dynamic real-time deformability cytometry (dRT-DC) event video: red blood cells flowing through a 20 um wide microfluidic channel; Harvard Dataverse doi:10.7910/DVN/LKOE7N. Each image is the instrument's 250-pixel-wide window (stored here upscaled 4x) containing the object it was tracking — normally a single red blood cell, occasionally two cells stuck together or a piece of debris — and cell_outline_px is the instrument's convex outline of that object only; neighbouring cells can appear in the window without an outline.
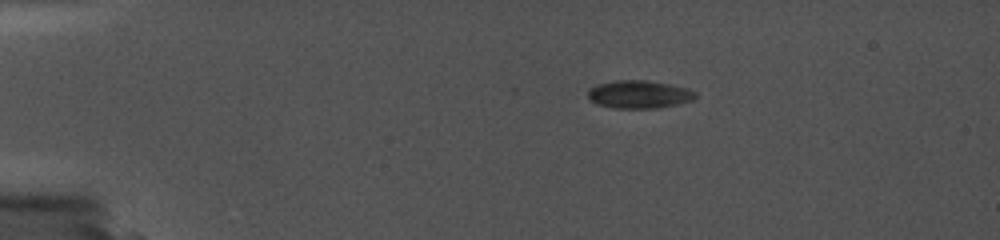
{"species": "common noctule bat (a hibernating species)", "species_latin": "Nyctalus noctula", "temperature_condition": "cold", "stored_images_in_passage": 29, "camera_frame_rate_fps": 5000, "um_per_image_px": 0.085, "animal": {"sex": "female", "body_mass_g": 19.0, "forearm_length_mm": 56.7}, "frame": {"image": 1, "passage_image": 1, "time_ms": 0.0, "image_size_px": [1000, 240], "cell_outline_px": [[696, 96], [692, 100], [676, 104], [656, 108], [616, 108], [596, 104], [588, 96], [588, 88], [596, 84], [616, 80], [648, 80], [688, 88], [696, 92]], "centroid_in_image_um": [54.3, 8.01], "position_along_channel_um": 30.7, "area_um2": 17.46}}
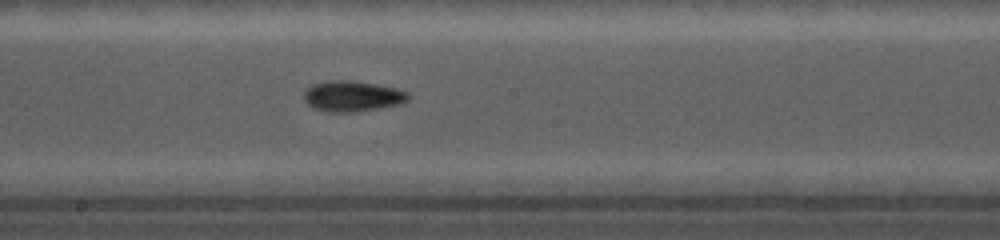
{"frame": {"image": 2, "passage_image": 16, "time_ms": 7.0, "image_size_px": [1000, 240], "cell_outline_px": [[412, 96], [408, 100], [400, 104], [352, 112], [328, 112], [312, 108], [304, 100], [304, 92], [312, 84], [328, 80], [352, 80], [376, 84], [396, 88], [408, 92]], "centroid_in_image_um": [29.95, 8.16], "position_along_channel_um": 218.3, "area_um2": 18.73}}
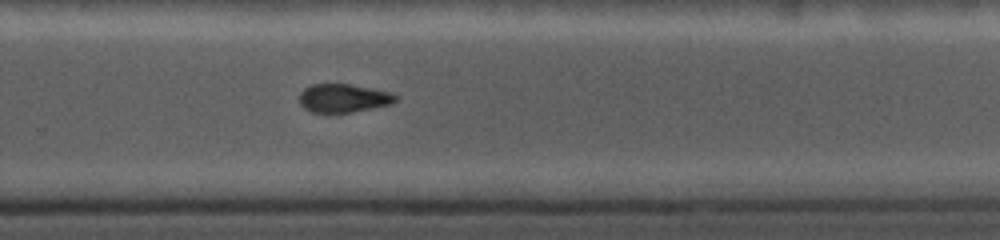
{"frame": {"image": 3, "passage_image": 23, "time_ms": 9.2, "image_size_px": [1000, 240], "cell_outline_px": [[400, 96], [392, 104], [352, 112], [328, 116], [312, 112], [304, 108], [300, 104], [300, 92], [304, 88], [312, 84], [348, 84], [392, 92]], "centroid_in_image_um": [29.18, 8.38], "position_along_channel_um": 300.6, "area_um2": 16.53}}